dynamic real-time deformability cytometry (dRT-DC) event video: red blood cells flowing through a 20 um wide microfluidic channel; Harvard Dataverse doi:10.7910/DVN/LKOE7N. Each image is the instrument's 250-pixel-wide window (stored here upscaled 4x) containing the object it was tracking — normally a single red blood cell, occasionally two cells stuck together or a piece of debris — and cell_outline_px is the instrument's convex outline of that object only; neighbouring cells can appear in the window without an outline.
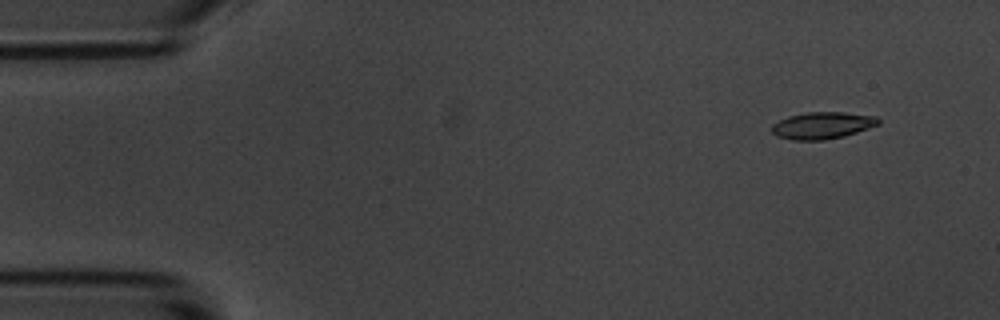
{"species": "common noctule bat (a hibernating species)", "species_latin": "Nyctalus noctula", "temperature_condition": "room temperature", "stored_images_in_passage": 5, "camera_frame_rate_fps": 3000, "um_per_image_px": 0.085, "animal": {"sex": "male", "body_mass_g": 20.1, "forearm_length_mm": 53.5}, "frame": {"image": 1, "passage_image": 2, "time_ms": 1.333, "image_size_px": [1000, 320], "cell_outline_px": [[880, 124], [844, 136], [824, 140], [792, 140], [776, 136], [772, 132], [772, 124], [788, 116], [808, 112], [844, 112], [876, 116], [880, 120]], "centroid_in_image_um": [69.9, 10.66], "position_along_channel_um": 15.1, "area_um2": 16.7}}
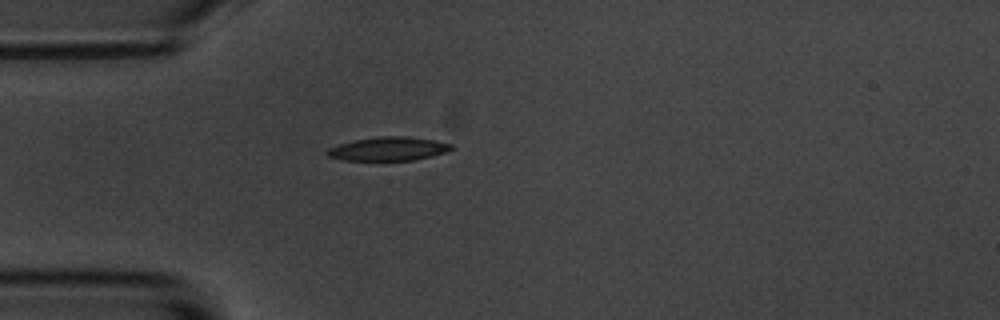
{"frame": {"image": 2, "passage_image": 5, "time_ms": 5.0, "image_size_px": [1000, 320], "cell_outline_px": [[456, 148], [432, 156], [412, 160], [344, 160], [328, 156], [324, 152], [328, 148], [340, 144], [356, 140], [380, 136], [408, 136], [432, 140], [452, 144]], "centroid_in_image_um": [33.02, 12.65], "position_along_channel_um": 52.0, "area_um2": 16.99}}